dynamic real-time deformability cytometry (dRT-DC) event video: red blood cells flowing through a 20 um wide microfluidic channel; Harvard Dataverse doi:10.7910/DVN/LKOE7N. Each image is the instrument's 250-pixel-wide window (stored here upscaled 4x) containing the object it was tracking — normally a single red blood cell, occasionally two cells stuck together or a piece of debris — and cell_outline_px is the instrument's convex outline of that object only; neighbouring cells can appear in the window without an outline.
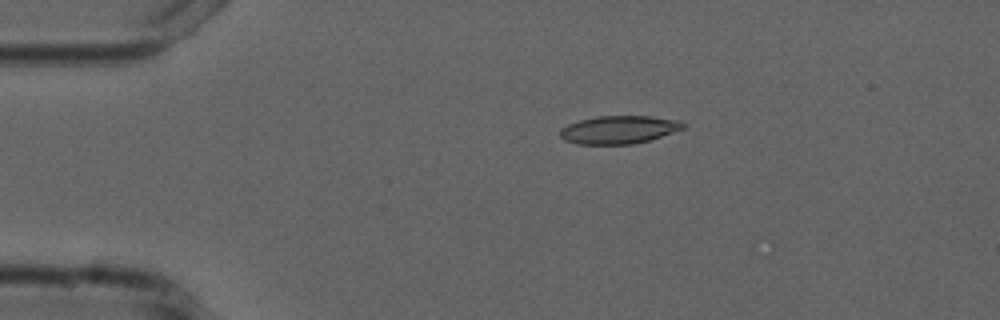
{"species": "common noctule bat (a hibernating species)", "species_latin": "Nyctalus noctula", "temperature_condition": "cold", "stored_images_in_passage": 6, "camera_frame_rate_fps": 3000, "um_per_image_px": 0.085, "animal": {"sex": "male", "forearm_length_mm": 52.5}, "frame": {"image": 1, "passage_image": 4, "time_ms": 3.333, "image_size_px": [1000, 320], "cell_outline_px": [[684, 128], [648, 140], [632, 144], [576, 144], [564, 140], [560, 136], [560, 128], [568, 124], [580, 120], [596, 116], [652, 116], [680, 120], [684, 124]], "centroid_in_image_um": [52.57, 11.02], "position_along_channel_um": 32.4, "area_um2": 20.0}}
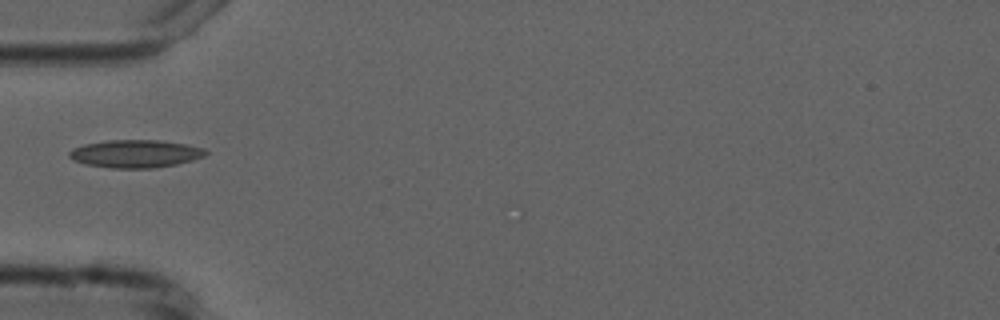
{"frame": {"image": 2, "passage_image": 6, "time_ms": 5.667, "image_size_px": [1000, 320], "cell_outline_px": [[208, 152], [204, 156], [192, 160], [176, 164], [156, 168], [108, 168], [84, 164], [72, 160], [68, 156], [68, 152], [72, 148], [84, 144], [104, 140], [160, 140], [184, 144], [204, 148]], "centroid_in_image_um": [11.46, 13.07], "position_along_channel_um": 73.5, "area_um2": 22.31}}